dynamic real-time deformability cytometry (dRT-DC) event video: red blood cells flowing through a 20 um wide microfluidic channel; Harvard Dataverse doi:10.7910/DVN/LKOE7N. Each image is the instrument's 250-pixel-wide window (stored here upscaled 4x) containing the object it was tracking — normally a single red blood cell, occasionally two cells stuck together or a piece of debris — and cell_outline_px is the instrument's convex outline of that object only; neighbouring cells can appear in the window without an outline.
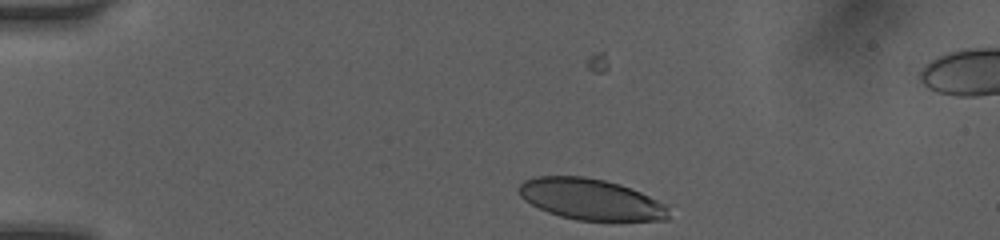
{"species": "human", "species_latin": "Homo sapiens", "temperature_condition": "room temperature", "stored_images_in_passage": 33, "camera_frame_rate_fps": 3000, "um_per_image_px": 0.085, "donor": {"sex": "female"}, "frame": {"image": 1, "passage_image": 5, "time_ms": 1.0, "image_size_px": [1000, 240], "cell_outline_px": [[668, 220], [576, 220], [560, 216], [548, 212], [524, 200], [520, 196], [516, 188], [524, 180], [536, 176], [584, 176], [604, 180], [620, 184], [640, 192], [664, 204], [668, 208]], "centroid_in_image_um": [50.16, 16.93], "position_along_channel_um": 34.8, "area_um2": 35.66}}
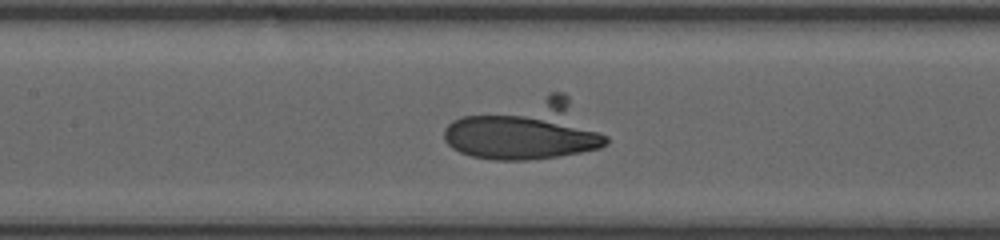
{"frame": {"image": 2, "passage_image": 24, "time_ms": 5.667, "image_size_px": [1000, 240], "cell_outline_px": [[608, 144], [600, 148], [580, 152], [556, 156], [528, 160], [492, 160], [472, 156], [460, 152], [452, 148], [444, 140], [444, 128], [452, 120], [460, 116], [552, 92], [564, 92], [608, 136]], "centroid_in_image_um": [44.72, 11.06], "position_along_channel_um": 162.7, "area_um2": 56.24}}
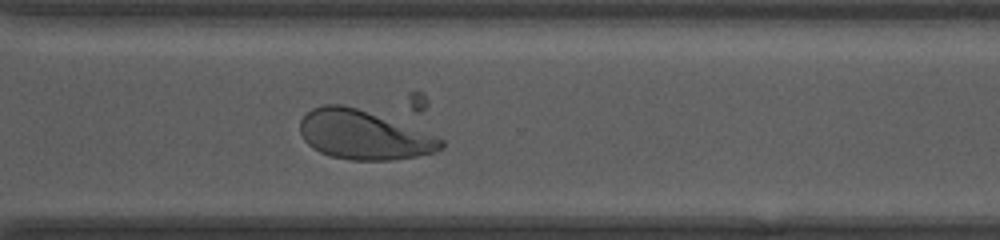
{"frame": {"image": 3, "passage_image": 33, "time_ms": 10.0, "image_size_px": [1000, 240], "cell_outline_px": [[444, 148], [436, 152], [416, 156], [392, 160], [352, 160], [332, 156], [320, 152], [312, 148], [304, 140], [300, 132], [300, 120], [312, 108], [324, 104], [340, 104], [356, 108], [436, 136], [444, 140]], "centroid_in_image_um": [30.89, 11.48], "position_along_channel_um": 339.7, "area_um2": 39.82}}